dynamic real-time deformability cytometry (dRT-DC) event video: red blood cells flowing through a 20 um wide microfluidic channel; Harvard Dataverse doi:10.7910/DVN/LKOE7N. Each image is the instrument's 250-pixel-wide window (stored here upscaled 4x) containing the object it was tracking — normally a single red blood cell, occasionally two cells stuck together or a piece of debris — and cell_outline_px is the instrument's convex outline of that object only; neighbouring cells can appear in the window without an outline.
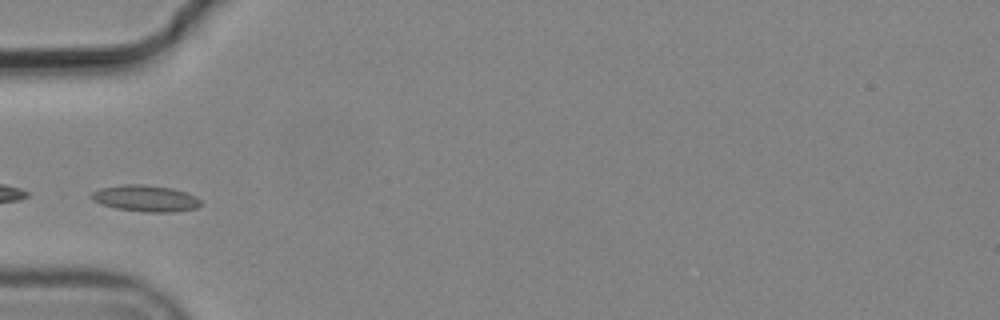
{"species": "common noctule bat (a hibernating species)", "species_latin": "Nyctalus noctula", "temperature_condition": "cold", "stored_images_in_passage": 2, "camera_frame_rate_fps": 3000, "um_per_image_px": 0.085, "animal": {"sex": "male", "body_mass_g": 19.2, "forearm_length_mm": 51.8}, "frame": {"image": 1, "passage_image": 2, "time_ms": 0.333, "image_size_px": [1000, 320], "cell_outline_px": [[200, 204], [196, 208], [172, 212], [144, 212], [116, 208], [92, 200], [88, 196], [92, 192], [100, 188], [124, 184], [144, 184], [172, 188], [196, 196], [200, 200]], "centroid_in_image_um": [12.34, 16.85], "position_along_channel_um": 72.7, "area_um2": 16.76}}